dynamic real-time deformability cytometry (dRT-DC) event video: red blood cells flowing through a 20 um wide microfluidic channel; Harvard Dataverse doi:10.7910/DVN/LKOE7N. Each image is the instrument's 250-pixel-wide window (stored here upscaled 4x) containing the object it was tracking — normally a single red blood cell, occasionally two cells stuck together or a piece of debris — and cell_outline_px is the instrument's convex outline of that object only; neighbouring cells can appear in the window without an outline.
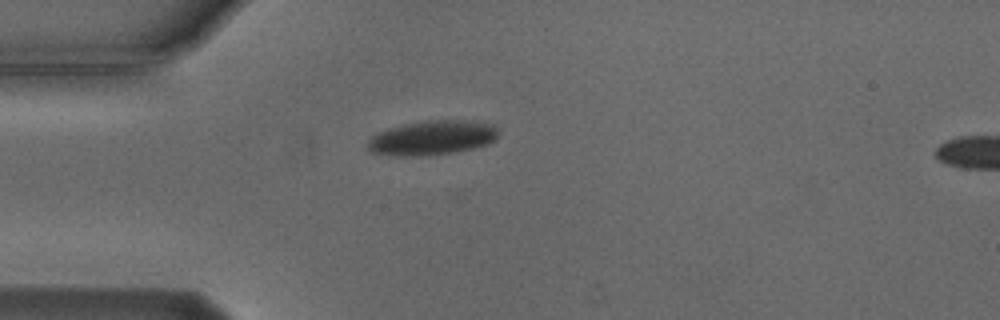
{"species": "Egyptian fruit bat (a non-hibernating species)", "species_latin": "Rousettus aegyptiacus", "temperature_condition": "cold", "stored_images_in_passage": 2, "camera_frame_rate_fps": 3000, "um_per_image_px": 0.085, "animal": {"sex": "male"}, "frame": {"image": 1, "passage_image": 1, "time_ms": 0.0, "image_size_px": [1000, 320], "cell_outline_px": [[500, 132], [496, 140], [488, 144], [472, 148], [448, 152], [404, 156], [372, 152], [368, 148], [368, 140], [372, 136], [388, 128], [404, 124], [428, 120], [468, 120], [492, 124]], "centroid_in_image_um": [36.78, 11.68], "position_along_channel_um": 48.2, "area_um2": 25.72}}